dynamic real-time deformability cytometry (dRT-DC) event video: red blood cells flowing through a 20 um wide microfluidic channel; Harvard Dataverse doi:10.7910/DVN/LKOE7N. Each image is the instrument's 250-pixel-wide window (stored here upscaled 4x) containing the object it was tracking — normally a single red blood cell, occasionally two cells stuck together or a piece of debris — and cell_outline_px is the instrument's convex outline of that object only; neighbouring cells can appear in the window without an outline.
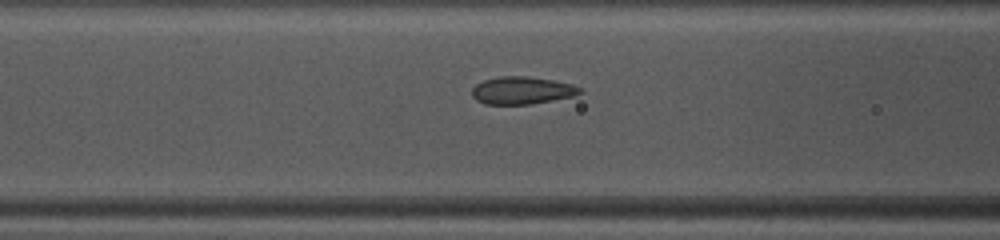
{"species": "common noctule bat (a hibernating species)", "species_latin": "Nyctalus noctula", "temperature_condition": "warm", "stored_images_in_passage": 35, "camera_frame_rate_fps": 3000, "um_per_image_px": 0.085, "animal": {"sex": "female", "body_mass_g": 10.0, "forearm_length_mm": 53.1}, "frame": {"image": 1, "passage_image": 5, "time_ms": 1.333, "image_size_px": [1000, 240], "cell_outline_px": [[584, 88], [580, 92], [572, 96], [532, 104], [484, 104], [476, 100], [472, 96], [472, 88], [476, 84], [484, 80], [500, 76], [528, 76], [552, 80], [572, 84]], "centroid_in_image_um": [44.35, 7.68], "position_along_channel_um": 122.3, "area_um2": 17.28}}
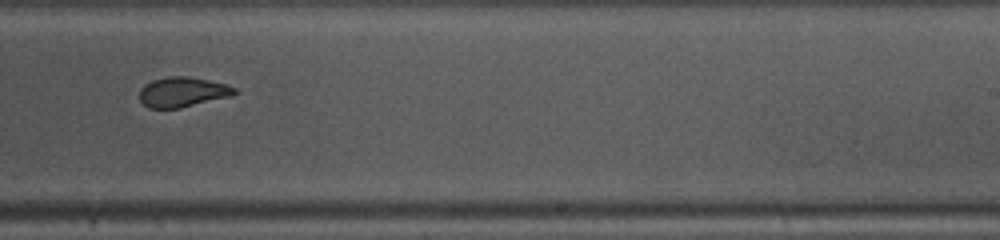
{"frame": {"image": 2, "passage_image": 16, "time_ms": 5.0, "image_size_px": [1000, 240], "cell_outline_px": [[236, 92], [232, 96], [180, 108], [148, 108], [140, 100], [140, 88], [144, 84], [152, 80], [168, 76], [184, 76], [208, 80], [224, 84], [236, 88]], "centroid_in_image_um": [15.49, 7.82], "position_along_channel_um": 273.5, "area_um2": 16.53}}
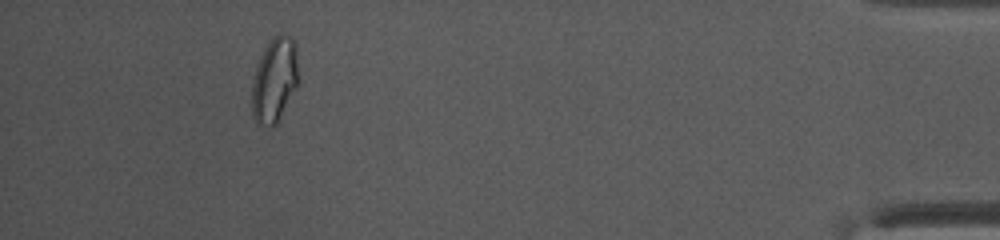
{"frame": {"image": 3, "passage_image": 31, "time_ms": 10.0, "image_size_px": [1000, 240], "cell_outline_px": [[296, 84], [280, 120], [276, 124], [256, 124], [252, 116], [252, 80], [256, 64], [264, 48], [276, 32], [280, 32], [292, 36], [296, 44]], "centroid_in_image_um": [23.29, 6.75], "position_along_channel_um": 411.9, "area_um2": 22.89}}